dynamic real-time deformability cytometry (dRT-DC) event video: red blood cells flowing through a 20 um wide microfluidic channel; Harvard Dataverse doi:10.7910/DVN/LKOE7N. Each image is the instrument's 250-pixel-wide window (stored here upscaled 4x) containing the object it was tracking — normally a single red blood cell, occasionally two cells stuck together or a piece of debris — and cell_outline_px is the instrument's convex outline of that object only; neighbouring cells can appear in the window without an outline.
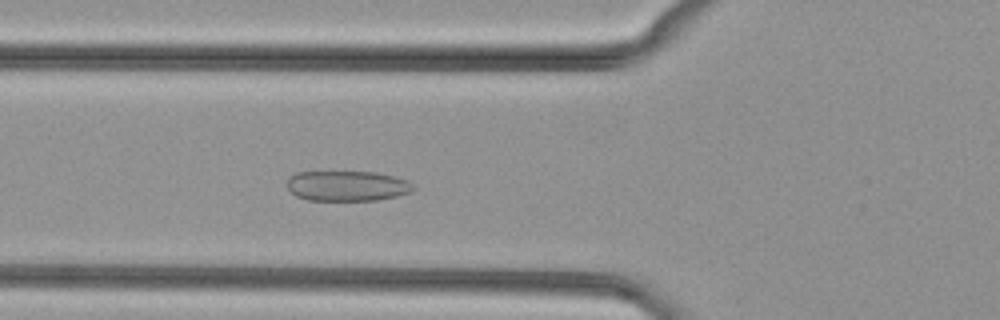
{"species": "common noctule bat (a hibernating species)", "species_latin": "Nyctalus noctula", "temperature_condition": "cold", "stored_images_in_passage": 47, "camera_frame_rate_fps": 3000, "um_per_image_px": 0.085, "animal": {"sex": "female", "body_mass_g": 29.2, "forearm_length_mm": 56.3}, "frame": {"image": 1, "passage_image": 16, "time_ms": 5.0, "image_size_px": [1000, 320], "cell_outline_px": [[416, 188], [412, 192], [396, 196], [376, 200], [308, 200], [296, 196], [288, 188], [288, 176], [296, 172], [376, 172], [408, 180]], "centroid_in_image_um": [29.52, 15.8], "position_along_channel_um": 96.3, "area_um2": 22.25}}
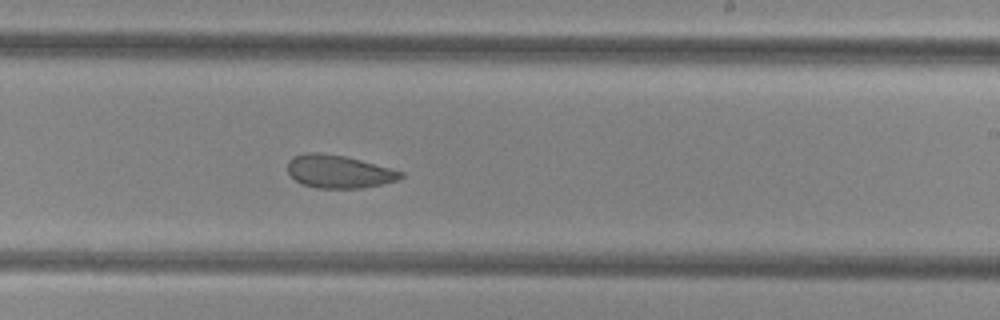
{"frame": {"image": 2, "passage_image": 28, "time_ms": 9.0, "image_size_px": [1000, 320], "cell_outline_px": [[404, 176], [396, 180], [384, 184], [360, 188], [316, 188], [304, 184], [296, 180], [288, 172], [288, 160], [292, 156], [304, 152], [316, 152], [344, 156], [360, 160], [404, 172]], "centroid_in_image_um": [28.78, 14.58], "position_along_channel_um": 260.2, "area_um2": 21.62}}
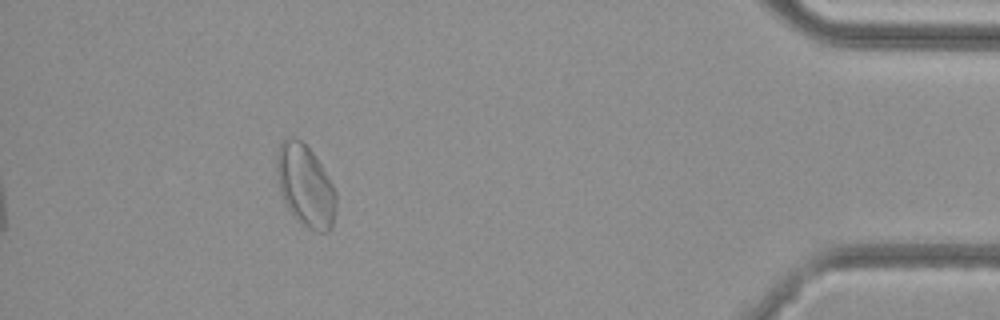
{"frame": {"image": 3, "passage_image": 43, "time_ms": 14.0, "image_size_px": [1000, 320], "cell_outline_px": [[336, 204], [332, 228], [328, 232], [316, 232], [308, 228], [292, 216], [284, 204], [280, 192], [276, 172], [276, 156], [280, 144], [284, 140], [292, 136], [300, 140], [312, 152], [320, 164], [332, 184], [336, 192]], "centroid_in_image_um": [25.94, 15.82], "position_along_channel_um": 409.3, "area_um2": 28.38}}